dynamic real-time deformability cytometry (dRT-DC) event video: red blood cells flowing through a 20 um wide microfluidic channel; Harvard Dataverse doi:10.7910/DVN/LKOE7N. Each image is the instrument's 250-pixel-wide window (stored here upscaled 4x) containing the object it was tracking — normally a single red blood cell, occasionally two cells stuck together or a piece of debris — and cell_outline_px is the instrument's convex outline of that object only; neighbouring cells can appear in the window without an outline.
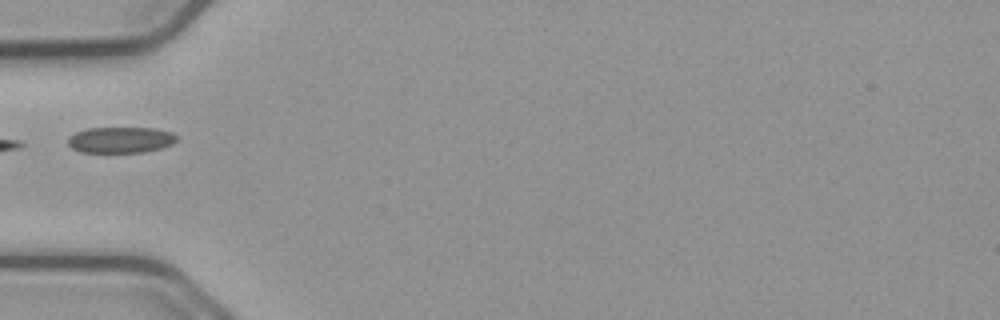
{"species": "common noctule bat (a hibernating species)", "species_latin": "Nyctalus noctula", "temperature_condition": "cold", "stored_images_in_passage": 24, "camera_frame_rate_fps": 3000, "um_per_image_px": 0.085, "animal": {"sex": "male", "body_mass_g": 23.1, "forearm_length_mm": 52.7}, "frame": {"image": 1, "passage_image": 1, "time_ms": 0.0, "image_size_px": [1000, 320], "cell_outline_px": [[176, 140], [172, 144], [160, 148], [144, 152], [80, 152], [72, 148], [68, 144], [68, 140], [76, 132], [88, 128], [156, 128], [172, 132], [176, 136]], "centroid_in_image_um": [10.27, 11.89], "position_along_channel_um": 74.7, "area_um2": 16.36}}